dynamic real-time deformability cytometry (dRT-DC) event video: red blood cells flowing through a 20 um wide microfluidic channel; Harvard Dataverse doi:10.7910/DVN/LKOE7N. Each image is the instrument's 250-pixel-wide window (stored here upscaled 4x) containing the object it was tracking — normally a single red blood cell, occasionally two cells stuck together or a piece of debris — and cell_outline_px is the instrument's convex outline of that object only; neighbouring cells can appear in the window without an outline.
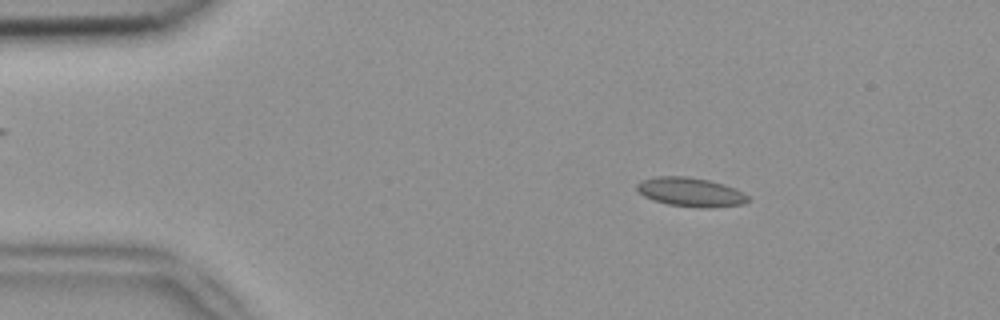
{"species": "common noctule bat (a hibernating species)", "species_latin": "Nyctalus noctula", "temperature_condition": "room temperature", "stored_images_in_passage": 51, "camera_frame_rate_fps": 3000, "um_per_image_px": 0.085, "animal": {"sex": "female", "body_mass_g": 18.4}, "frame": {"image": 1, "passage_image": 8, "time_ms": 2.333, "image_size_px": [1000, 320], "cell_outline_px": [[752, 200], [744, 204], [708, 208], [700, 208], [668, 204], [652, 200], [644, 196], [636, 188], [636, 184], [644, 180], [656, 176], [688, 176], [708, 180], [724, 184], [736, 188], [744, 192]], "centroid_in_image_um": [58.75, 16.33], "position_along_channel_um": 26.2, "area_um2": 18.96}}
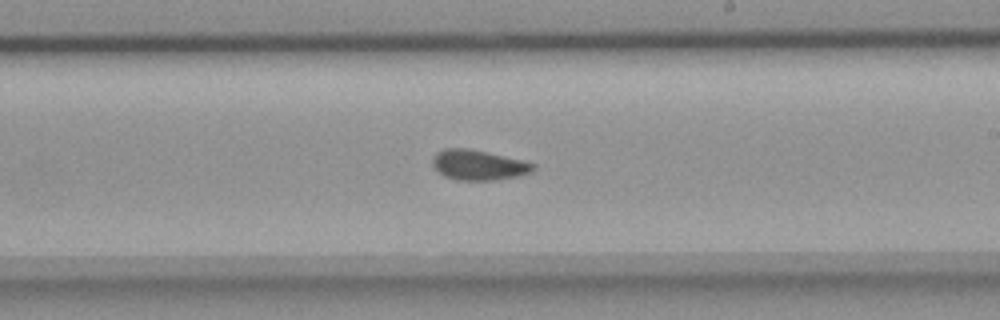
{"frame": {"image": 2, "passage_image": 30, "time_ms": 9.667, "image_size_px": [1000, 320], "cell_outline_px": [[536, 168], [532, 172], [516, 176], [492, 180], [456, 180], [444, 176], [432, 164], [432, 160], [436, 152], [444, 148], [468, 148], [520, 160], [536, 164]], "centroid_in_image_um": [40.65, 14.02], "position_along_channel_um": 248.4, "area_um2": 17.46}}
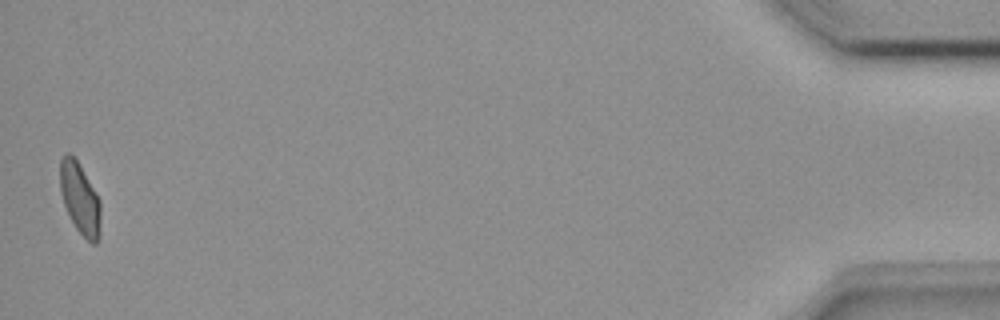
{"frame": {"image": 3, "passage_image": 51, "time_ms": 16.667, "image_size_px": [1000, 320], "cell_outline_px": [[100, 236], [96, 244], [92, 244], [76, 228], [64, 204], [60, 192], [60, 160], [64, 152], [68, 152], [76, 160], [100, 200]], "centroid_in_image_um": [6.79, 16.88], "position_along_channel_um": 428.4, "area_um2": 16.59}, "authors_computed_cell_mechanics": {"area_um2": 17.629, "velocity_mm_per_s": 3.8968, "shape_relaxation_time_tau1_ms": null, "shape_relaxation_time_tau2_ms": 2.1379, "deformation_change_tau1": null, "deformation_change_tau2": 0.0326}}